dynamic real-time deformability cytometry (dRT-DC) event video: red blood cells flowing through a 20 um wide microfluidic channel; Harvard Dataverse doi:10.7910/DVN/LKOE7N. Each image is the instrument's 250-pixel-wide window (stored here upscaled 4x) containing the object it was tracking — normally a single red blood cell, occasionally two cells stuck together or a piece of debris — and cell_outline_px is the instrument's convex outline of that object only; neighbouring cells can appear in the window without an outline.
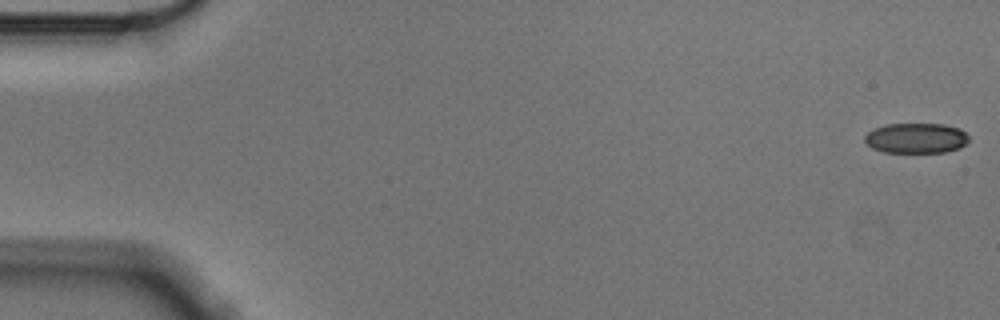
{"species": "Egyptian fruit bat (a non-hibernating species)", "species_latin": "Rousettus aegyptiacus", "temperature_condition": "cold", "stored_images_in_passage": 56, "camera_frame_rate_fps": 3000, "um_per_image_px": 0.085, "animal": {"sex": "male"}, "frame": {"image": 1, "passage_image": 1, "time_ms": 0.0, "image_size_px": [1000, 320], "cell_outline_px": [[968, 140], [960, 148], [948, 152], [884, 152], [872, 148], [864, 140], [864, 136], [868, 132], [876, 128], [888, 124], [944, 124], [960, 128], [968, 136]], "centroid_in_image_um": [77.88, 11.74], "position_along_channel_um": 7.1, "area_um2": 18.26}}
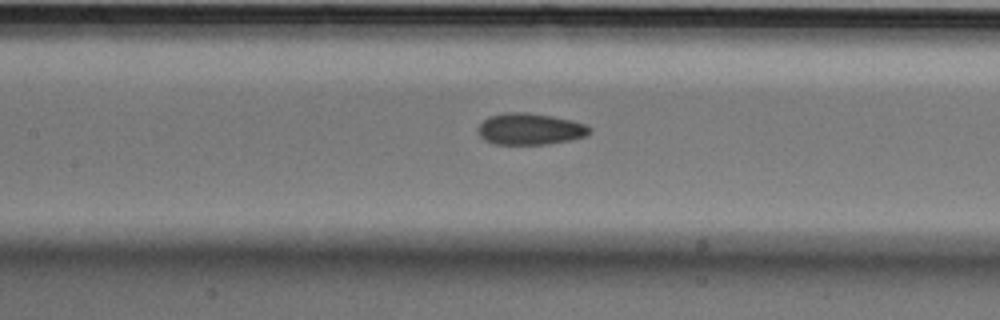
{"frame": {"image": 2, "passage_image": 26, "time_ms": 8.333, "image_size_px": [1000, 320], "cell_outline_px": [[592, 132], [584, 136], [572, 140], [548, 144], [496, 144], [484, 140], [480, 136], [476, 128], [488, 116], [504, 112], [528, 112], [552, 116], [572, 120], [584, 124], [592, 128]], "centroid_in_image_um": [45.04, 10.96], "position_along_channel_um": 162.4, "area_um2": 20.69}}
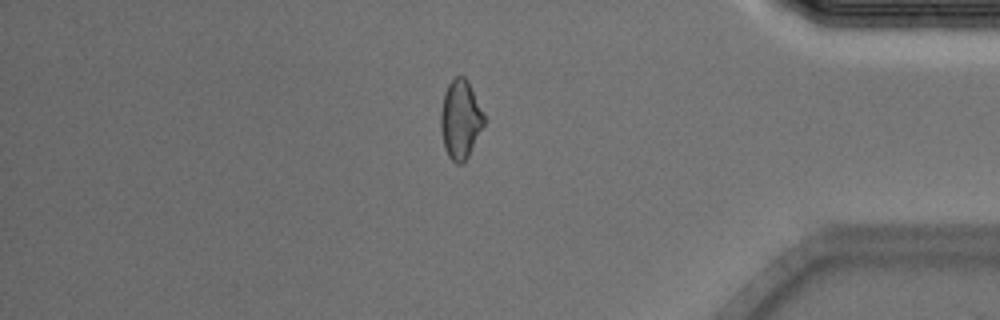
{"frame": {"image": 3, "passage_image": 48, "time_ms": 15.667, "image_size_px": [1000, 320], "cell_outline_px": [[484, 124], [468, 156], [460, 164], [456, 164], [448, 156], [444, 148], [440, 128], [440, 112], [444, 92], [448, 84], [456, 76], [464, 76], [468, 80], [484, 112]], "centroid_in_image_um": [39.12, 10.13], "position_along_channel_um": 396.1, "area_um2": 19.94}, "authors_computed_cell_mechanics": {"area_um2": 19.8832, "velocity_mm_per_s": 3.5651, "shape_relaxation_time_tau1_ms": 7.3336, "shape_relaxation_time_tau2_ms": 2.646, "deformation_change_tau1": 0.1196, "deformation_change_tau2": 0.0787}}